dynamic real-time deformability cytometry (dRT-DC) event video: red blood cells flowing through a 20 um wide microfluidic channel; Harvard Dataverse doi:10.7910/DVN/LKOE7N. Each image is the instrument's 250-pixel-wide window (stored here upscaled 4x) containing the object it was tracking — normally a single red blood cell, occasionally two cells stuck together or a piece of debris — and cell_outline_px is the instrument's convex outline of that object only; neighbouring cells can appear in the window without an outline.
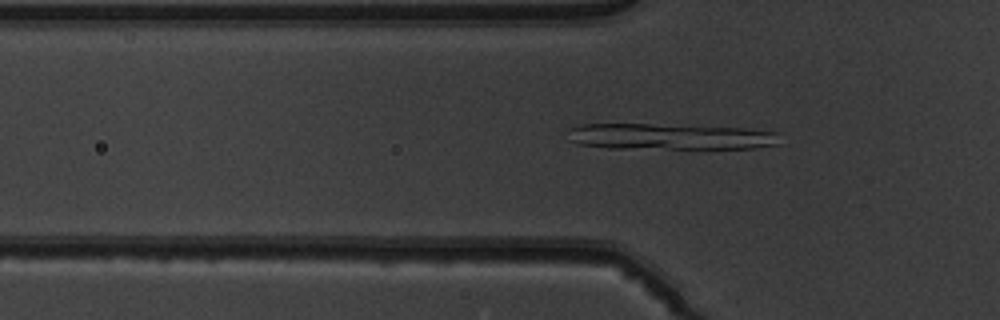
{"species": "common noctule bat (a hibernating species)", "species_latin": "Nyctalus noctula", "temperature_condition": "warm", "stored_images_in_passage": 50, "camera_frame_rate_fps": 3000, "um_per_image_px": 0.085, "animal": {"sex": "male", "body_mass_g": 19.5, "forearm_length_mm": 54.6}, "frame": {"image": 1, "passage_image": 17, "time_ms": 5.333, "image_size_px": [1000, 320], "cell_outline_px": [[780, 144], [752, 148], [608, 148], [580, 144], [568, 140], [568, 128], [580, 124], [648, 124], [744, 128], [776, 132]], "centroid_in_image_um": [56.89, 11.61], "position_along_channel_um": 68.9, "area_um2": 32.08}}
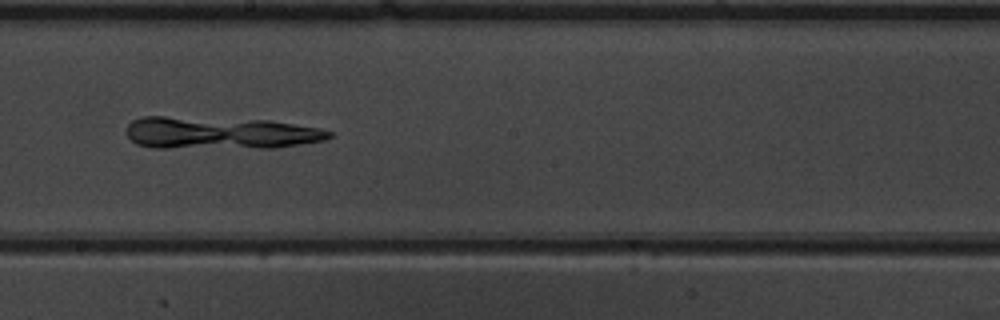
{"frame": {"image": 2, "passage_image": 29, "time_ms": 9.333, "image_size_px": [1000, 320], "cell_outline_px": [[332, 136], [324, 140], [272, 148], [152, 148], [136, 144], [124, 132], [124, 128], [132, 120], [140, 116], [164, 116], [268, 120], [320, 128], [332, 132]], "centroid_in_image_um": [18.61, 11.3], "position_along_channel_um": 229.6, "area_um2": 38.61}}
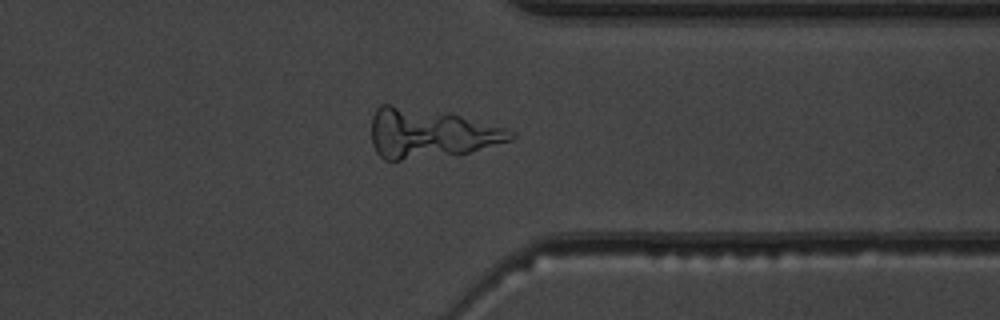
{"frame": {"image": 3, "passage_image": 40, "time_ms": 13.0, "image_size_px": [1000, 320], "cell_outline_px": [[516, 136], [512, 140], [456, 156], [400, 160], [384, 160], [376, 152], [372, 144], [372, 116], [376, 108], [380, 104], [392, 104], [460, 116], [508, 128], [516, 132]], "centroid_in_image_um": [36.58, 11.36], "position_along_channel_um": 374.8, "area_um2": 40.4}}